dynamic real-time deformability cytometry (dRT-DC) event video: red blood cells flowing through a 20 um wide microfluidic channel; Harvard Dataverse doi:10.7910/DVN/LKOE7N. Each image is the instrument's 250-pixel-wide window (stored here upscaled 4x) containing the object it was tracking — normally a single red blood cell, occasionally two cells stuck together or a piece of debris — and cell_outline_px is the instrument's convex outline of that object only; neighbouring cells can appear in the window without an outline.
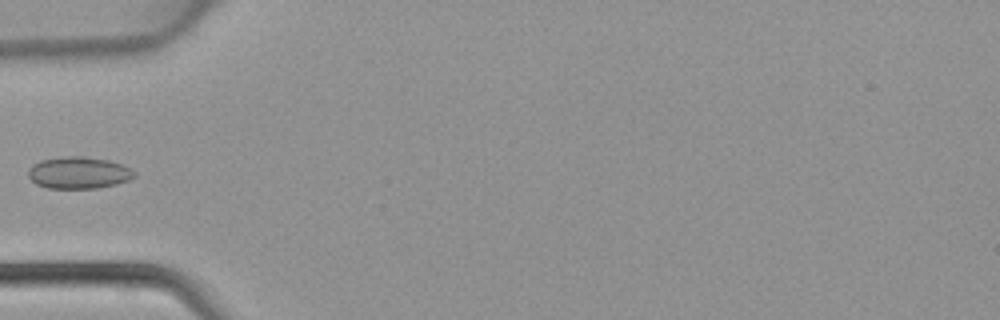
{"species": "common noctule bat (a hibernating species)", "species_latin": "Nyctalus noctula", "temperature_condition": "warm", "stored_images_in_passage": 5, "camera_frame_rate_fps": 3000, "um_per_image_px": 0.085, "animal": {"sex": "female", "body_mass_g": 22.7, "forearm_length_mm": 54.2}, "frame": {"image": 1, "passage_image": 5, "time_ms": 1.333, "image_size_px": [1000, 320], "cell_outline_px": [[136, 176], [128, 180], [116, 184], [96, 188], [48, 188], [36, 184], [28, 176], [28, 168], [32, 164], [40, 160], [64, 156], [80, 156], [108, 160], [132, 168], [136, 172]], "centroid_in_image_um": [6.68, 14.68], "position_along_channel_um": 78.3, "area_um2": 19.77}}